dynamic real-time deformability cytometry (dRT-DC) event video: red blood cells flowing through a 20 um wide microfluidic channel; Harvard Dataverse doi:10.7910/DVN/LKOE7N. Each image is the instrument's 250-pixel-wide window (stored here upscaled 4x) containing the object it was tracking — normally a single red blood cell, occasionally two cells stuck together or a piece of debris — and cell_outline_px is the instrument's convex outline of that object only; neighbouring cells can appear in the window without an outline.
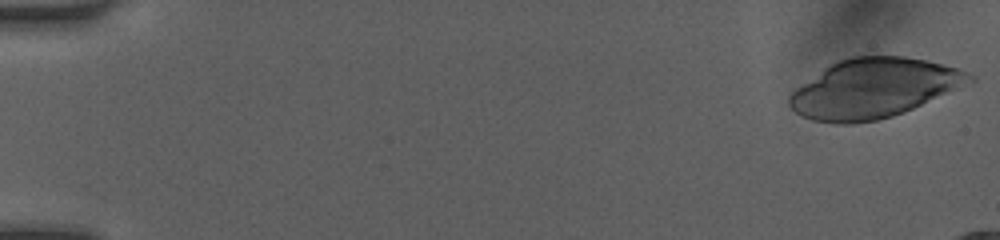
{"species": "human", "species_latin": "Homo sapiens", "temperature_condition": "room temperature", "stored_images_in_passage": 19, "camera_frame_rate_fps": 3000, "um_per_image_px": 0.085, "donor": {"sex": "female"}, "frame": {"image": 1, "passage_image": 1, "time_ms": 0.0, "image_size_px": [1000, 240], "cell_outline_px": [[976, 80], [972, 84], [904, 112], [892, 116], [876, 120], [852, 124], [836, 124], [812, 120], [796, 112], [788, 104], [788, 96], [796, 88], [824, 68], [840, 60], [852, 56], [904, 56], [924, 60], [956, 68], [968, 72], [976, 76]], "centroid_in_image_um": [74.31, 7.51], "position_along_channel_um": 10.7, "area_um2": 62.25}}